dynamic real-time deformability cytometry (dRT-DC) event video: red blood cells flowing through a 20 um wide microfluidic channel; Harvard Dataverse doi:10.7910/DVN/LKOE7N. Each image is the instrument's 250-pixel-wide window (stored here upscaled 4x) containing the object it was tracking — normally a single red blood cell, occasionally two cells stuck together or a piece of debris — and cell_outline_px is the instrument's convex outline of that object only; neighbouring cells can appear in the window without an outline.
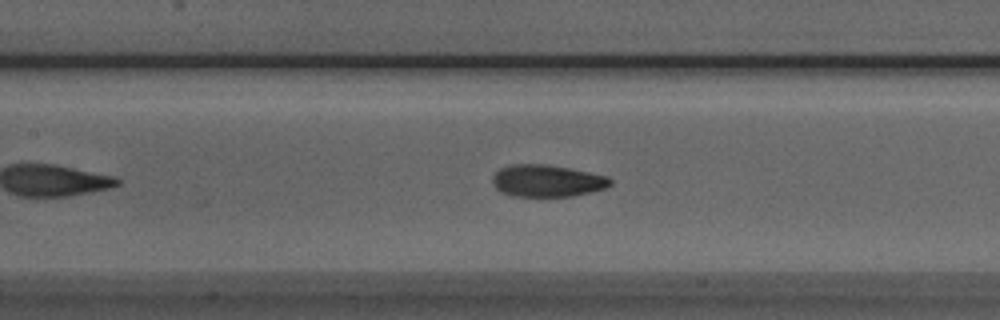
{"species": "Egyptian fruit bat (a non-hibernating species)", "species_latin": "Rousettus aegyptiacus", "temperature_condition": "room temperature", "stored_images_in_passage": 38, "camera_frame_rate_fps": 3000, "um_per_image_px": 0.085, "animal": {"sex": "male"}, "frame": {"image": 1, "passage_image": 14, "time_ms": 4.333, "image_size_px": [1000, 320], "cell_outline_px": [[612, 184], [604, 188], [572, 196], [512, 196], [500, 192], [492, 184], [492, 176], [500, 168], [512, 164], [544, 164], [568, 168], [608, 176], [612, 180]], "centroid_in_image_um": [46.46, 15.37], "position_along_channel_um": 160.9, "area_um2": 21.91}}
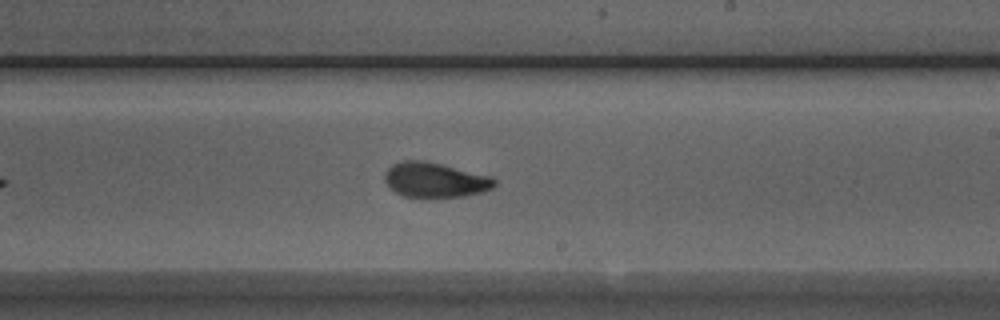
{"frame": {"image": 2, "passage_image": 21, "time_ms": 6.667, "image_size_px": [1000, 320], "cell_outline_px": [[496, 184], [492, 188], [480, 192], [464, 196], [420, 200], [404, 196], [396, 192], [384, 180], [384, 172], [392, 164], [400, 160], [424, 160], [492, 176], [496, 180]], "centroid_in_image_um": [36.95, 15.32], "position_along_channel_um": 252.1, "area_um2": 22.95}}
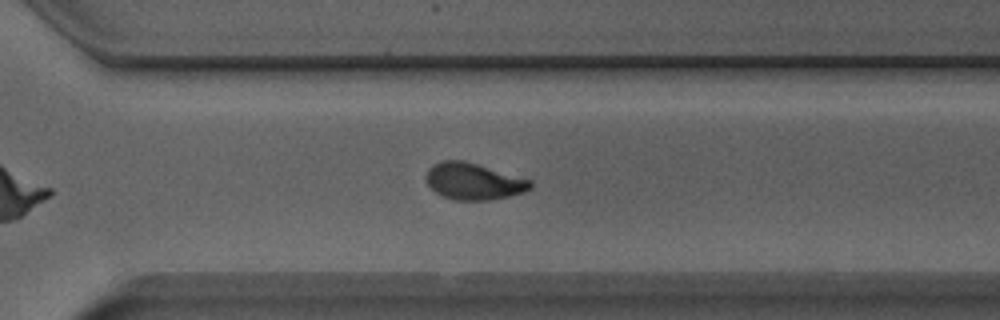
{"frame": {"image": 3, "passage_image": 27, "time_ms": 8.667, "image_size_px": [1000, 320], "cell_outline_px": [[532, 188], [524, 192], [508, 196], [488, 200], [456, 200], [440, 196], [428, 184], [424, 176], [428, 168], [432, 164], [444, 160], [460, 160], [476, 164], [532, 180]], "centroid_in_image_um": [40.22, 15.42], "position_along_channel_um": 330.4, "area_um2": 22.2}, "authors_computed_cell_mechanics": {"area_um2": 22.0796, "velocity_mm_per_s": 3.9185, "shape_relaxation_time_tau1_ms": 4.7217, "shape_relaxation_time_tau2_ms": 1.5821, "deformation_change_tau1": 0.1751, "deformation_change_tau2": 0.0661}}